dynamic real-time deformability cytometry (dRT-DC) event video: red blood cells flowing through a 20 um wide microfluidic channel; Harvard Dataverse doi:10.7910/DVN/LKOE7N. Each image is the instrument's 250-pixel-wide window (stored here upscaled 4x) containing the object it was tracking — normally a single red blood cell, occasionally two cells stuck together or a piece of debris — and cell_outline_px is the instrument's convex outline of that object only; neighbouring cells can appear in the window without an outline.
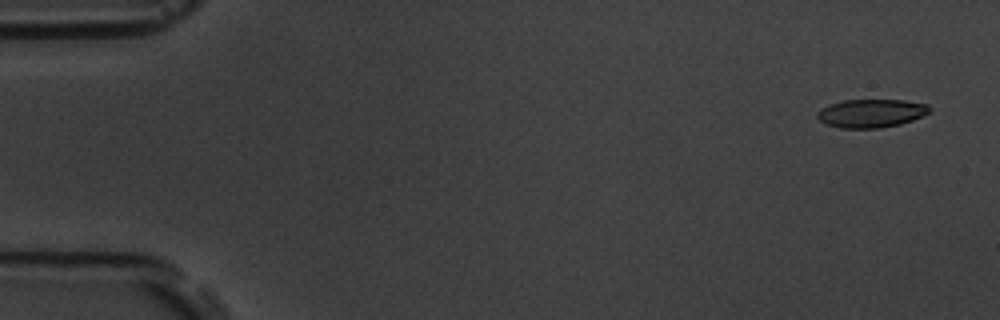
{"species": "common noctule bat (a hibernating species)", "species_latin": "Nyctalus noctula", "temperature_condition": "room temperature", "stored_images_in_passage": 5, "camera_frame_rate_fps": 3000, "um_per_image_px": 0.085, "animal": {"sex": "male", "body_mass_g": 19.5, "forearm_length_mm": 54.6}, "frame": {"image": 1, "passage_image": 1, "time_ms": 0.0, "image_size_px": [1000, 320], "cell_outline_px": [[932, 108], [928, 112], [912, 120], [900, 124], [880, 128], [840, 128], [828, 124], [820, 120], [816, 116], [816, 112], [832, 104], [844, 100], [904, 100], [928, 104]], "centroid_in_image_um": [74.07, 9.63], "position_along_channel_um": 10.9, "area_um2": 18.32}}
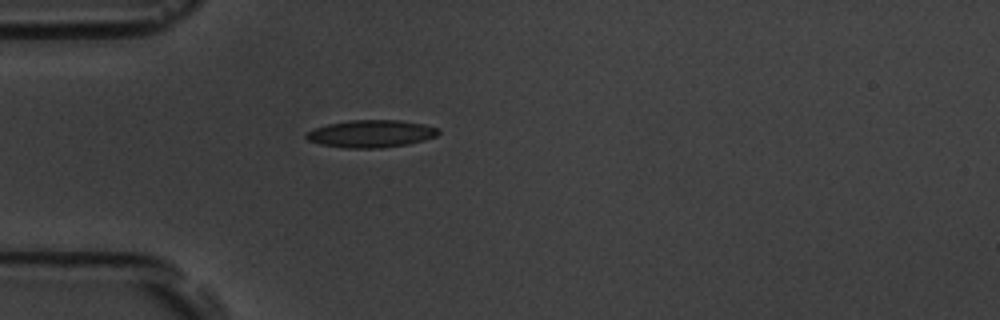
{"frame": {"image": 2, "passage_image": 5, "time_ms": 1.333, "image_size_px": [1000, 320], "cell_outline_px": [[440, 132], [436, 136], [424, 140], [408, 144], [380, 148], [344, 148], [320, 144], [308, 140], [304, 136], [304, 132], [328, 124], [352, 120], [396, 120], [424, 124], [440, 128]], "centroid_in_image_um": [31.54, 11.37], "position_along_channel_um": 53.5, "area_um2": 21.15}}